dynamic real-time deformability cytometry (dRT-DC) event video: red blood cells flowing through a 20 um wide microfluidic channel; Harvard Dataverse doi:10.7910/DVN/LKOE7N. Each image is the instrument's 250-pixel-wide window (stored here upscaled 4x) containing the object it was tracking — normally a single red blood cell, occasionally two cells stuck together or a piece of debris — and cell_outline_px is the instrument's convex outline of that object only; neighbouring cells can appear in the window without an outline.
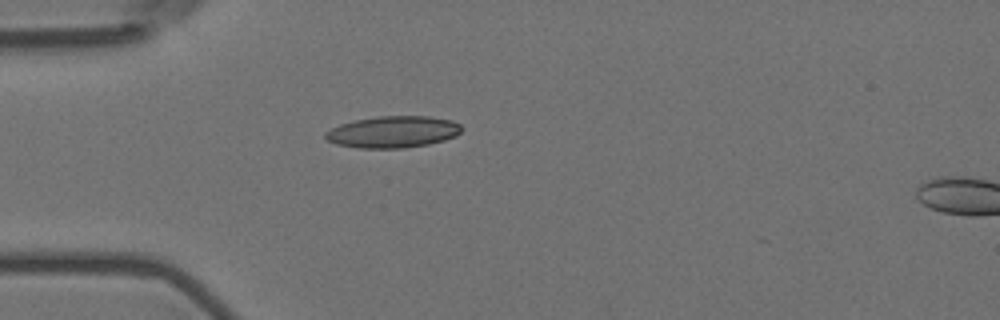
{"species": "Egyptian fruit bat (a non-hibernating species)", "species_latin": "Rousettus aegyptiacus", "temperature_condition": "room temperature", "stored_images_in_passage": 3, "camera_frame_rate_fps": 3000, "um_per_image_px": 0.085, "animal": {"sex": "female"}, "frame": {"image": 1, "passage_image": 1, "time_ms": 0.0, "image_size_px": [1000, 320], "cell_outline_px": [[464, 128], [456, 136], [444, 140], [428, 144], [404, 148], [360, 148], [336, 144], [328, 140], [324, 136], [324, 132], [340, 124], [356, 120], [380, 116], [428, 116], [452, 120], [460, 124]], "centroid_in_image_um": [33.43, 11.21], "position_along_channel_um": 51.6, "area_um2": 25.14}}